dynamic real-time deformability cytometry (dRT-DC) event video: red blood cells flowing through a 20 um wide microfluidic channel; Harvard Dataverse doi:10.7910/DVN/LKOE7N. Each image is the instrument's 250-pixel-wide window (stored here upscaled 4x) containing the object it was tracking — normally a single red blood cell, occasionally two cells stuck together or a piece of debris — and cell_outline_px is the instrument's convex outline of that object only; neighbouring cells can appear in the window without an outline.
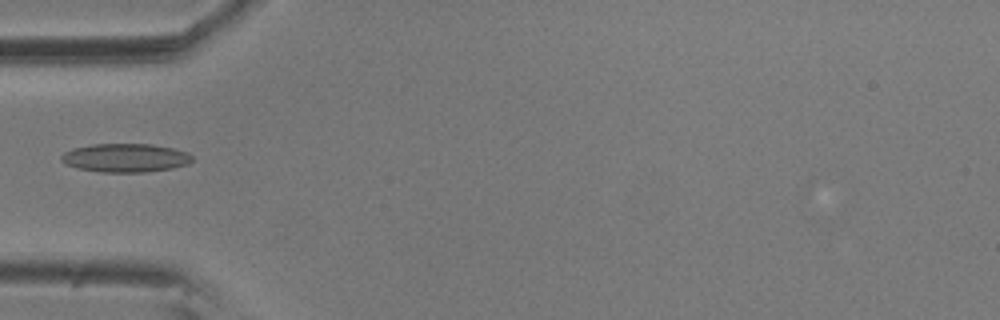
{"species": "common noctule bat (a hibernating species)", "species_latin": "Nyctalus noctula", "temperature_condition": "room temperature", "stored_images_in_passage": 6, "camera_frame_rate_fps": 3000, "um_per_image_px": 0.085, "animal": {"sex": "male", "body_mass_g": 20.5, "forearm_length_mm": 52.5}, "frame": {"image": 1, "passage_image": 3, "time_ms": 0.667, "image_size_px": [1000, 320], "cell_outline_px": [[192, 160], [188, 164], [172, 168], [144, 172], [100, 172], [76, 168], [60, 160], [60, 156], [64, 152], [72, 148], [92, 144], [152, 144], [172, 148], [188, 152], [192, 156]], "centroid_in_image_um": [10.64, 13.41], "position_along_channel_um": 74.4, "area_um2": 21.85}}
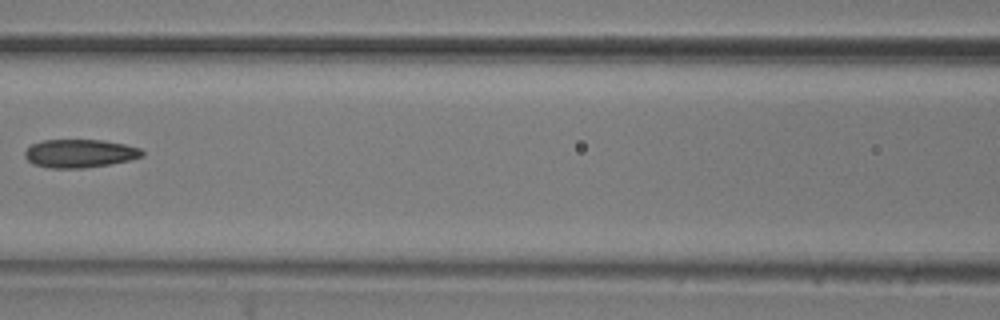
{"frame": {"image": 2, "passage_image": 5, "time_ms": 1.333, "image_size_px": [1000, 320], "cell_outline_px": [[144, 156], [128, 160], [108, 164], [84, 168], [48, 168], [32, 164], [24, 156], [24, 152], [32, 144], [40, 140], [104, 140], [124, 144], [140, 148], [144, 152]], "centroid_in_image_um": [6.75, 13.04], "position_along_channel_um": 159.8, "area_um2": 19.36}}
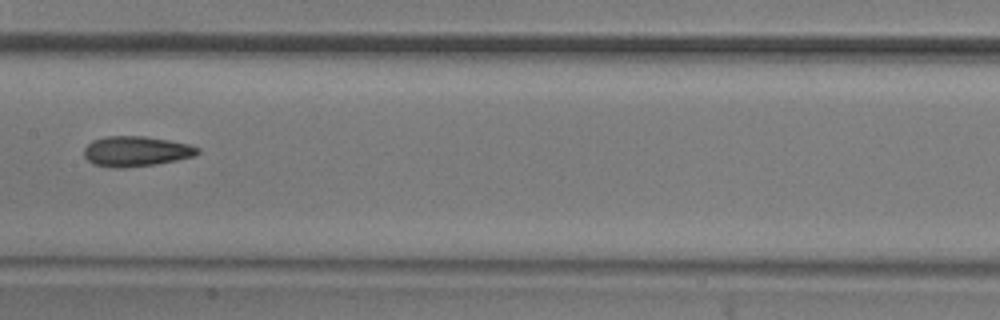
{"frame": {"image": 3, "passage_image": 6, "time_ms": 1.667, "image_size_px": [1000, 320], "cell_outline_px": [[200, 152], [196, 156], [156, 164], [124, 168], [112, 168], [92, 164], [84, 156], [84, 148], [92, 140], [104, 136], [144, 136], [168, 140], [188, 144], [200, 148]], "centroid_in_image_um": [11.55, 12.86], "position_along_channel_um": 195.8, "area_um2": 20.17}}